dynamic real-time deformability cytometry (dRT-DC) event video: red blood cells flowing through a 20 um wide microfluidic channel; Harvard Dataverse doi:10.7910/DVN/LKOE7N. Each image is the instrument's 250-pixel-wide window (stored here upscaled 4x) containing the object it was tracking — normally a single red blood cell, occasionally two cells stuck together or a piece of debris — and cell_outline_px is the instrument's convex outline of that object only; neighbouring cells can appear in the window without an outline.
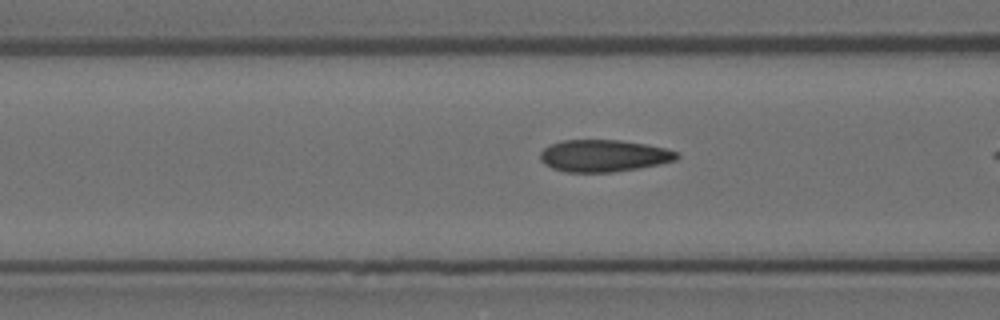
{"species": "Egyptian fruit bat (a non-hibernating species)", "species_latin": "Rousettus aegyptiacus", "temperature_condition": "room temperature", "stored_images_in_passage": 8, "camera_frame_rate_fps": 3000, "um_per_image_px": 0.085, "animal": {"sex": "female"}, "frame": {"image": 1, "passage_image": 6, "time_ms": 1.667, "image_size_px": [1000, 320], "cell_outline_px": [[680, 156], [676, 160], [660, 164], [640, 168], [612, 172], [564, 172], [552, 168], [544, 164], [540, 160], [540, 152], [544, 148], [552, 144], [564, 140], [620, 140], [648, 144], [664, 148], [676, 152]], "centroid_in_image_um": [51.31, 13.24], "position_along_channel_um": 115.3, "area_um2": 25.55}}